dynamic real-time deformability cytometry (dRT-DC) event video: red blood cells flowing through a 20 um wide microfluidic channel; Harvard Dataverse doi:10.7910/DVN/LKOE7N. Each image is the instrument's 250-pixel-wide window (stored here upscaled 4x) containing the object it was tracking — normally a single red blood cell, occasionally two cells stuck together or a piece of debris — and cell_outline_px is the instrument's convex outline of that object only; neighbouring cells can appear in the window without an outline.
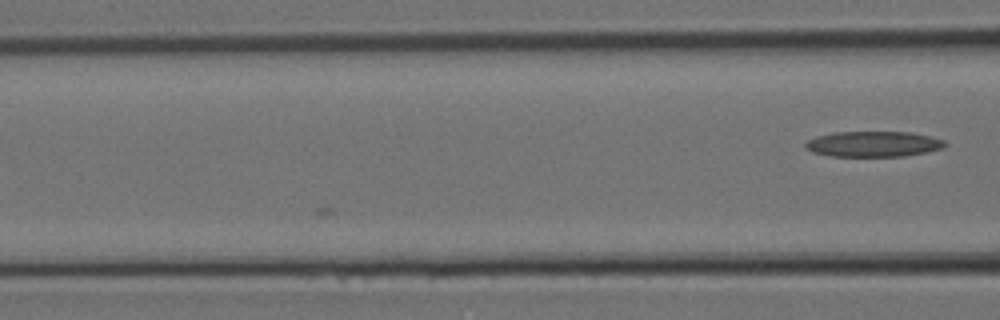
{"species": "Egyptian fruit bat (a non-hibernating species)", "species_latin": "Rousettus aegyptiacus", "temperature_condition": "room temperature", "stored_images_in_passage": 9, "segment_of_instrument_passage": [2, 2], "camera_frame_rate_fps": 3000, "um_per_image_px": 0.085, "animal": {"sex": "female"}, "frame": {"image": 1, "passage_image": 9, "time_ms": 2.667, "image_size_px": [1000, 320], "cell_outline_px": [[948, 144], [944, 148], [904, 156], [832, 156], [812, 152], [804, 148], [804, 144], [808, 140], [816, 136], [836, 132], [912, 132], [932, 136], [944, 140]], "centroid_in_image_um": [74.25, 12.24], "position_along_channel_um": 92.4, "area_um2": 20.87}}